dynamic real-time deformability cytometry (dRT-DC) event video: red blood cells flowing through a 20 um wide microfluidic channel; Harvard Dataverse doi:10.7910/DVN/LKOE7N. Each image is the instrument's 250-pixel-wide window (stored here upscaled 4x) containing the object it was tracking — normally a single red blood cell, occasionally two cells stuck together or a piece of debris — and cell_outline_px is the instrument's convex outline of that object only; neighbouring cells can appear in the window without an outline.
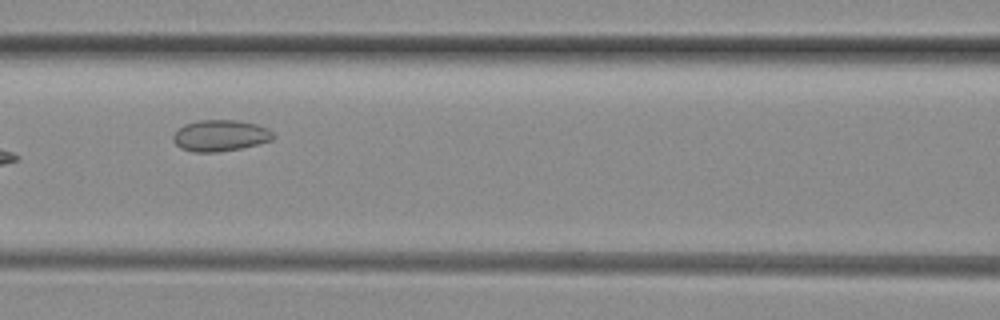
{"species": "common noctule bat (a hibernating species)", "species_latin": "Nyctalus noctula", "temperature_condition": "room temperature", "stored_images_in_passage": 8, "segment_of_instrument_passage": [1, 2], "camera_frame_rate_fps": 3000, "um_per_image_px": 0.085, "animal": {"sex": "female", "body_mass_g": 29.2, "forearm_length_mm": 56.3}, "frame": {"image": 1, "passage_image": 4, "time_ms": 1.0, "image_size_px": [1000, 320], "cell_outline_px": [[276, 136], [272, 140], [240, 148], [216, 152], [192, 152], [180, 148], [172, 140], [172, 136], [184, 124], [196, 120], [236, 120], [256, 124], [268, 128]], "centroid_in_image_um": [18.71, 11.52], "position_along_channel_um": 147.9, "area_um2": 18.26}}
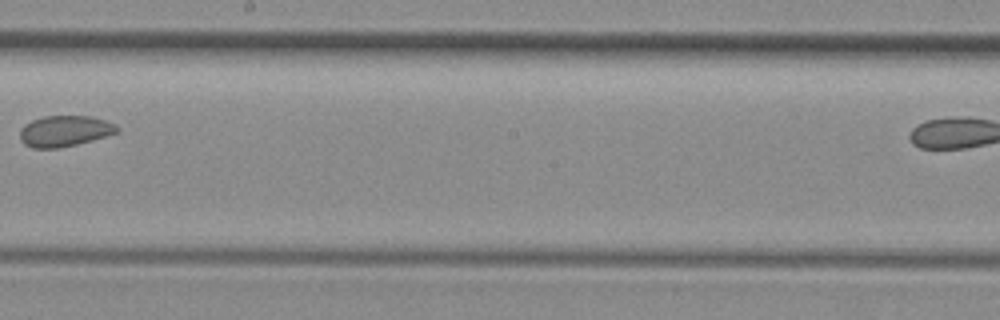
{"frame": {"image": 2, "passage_image": 6, "time_ms": 1.667, "image_size_px": [1000, 320], "cell_outline_px": [[120, 128], [116, 132], [92, 140], [76, 144], [56, 148], [32, 148], [24, 144], [20, 140], [20, 128], [24, 124], [32, 120], [44, 116], [92, 116], [116, 124]], "centroid_in_image_um": [5.46, 11.13], "position_along_channel_um": 242.7, "area_um2": 17.46}}
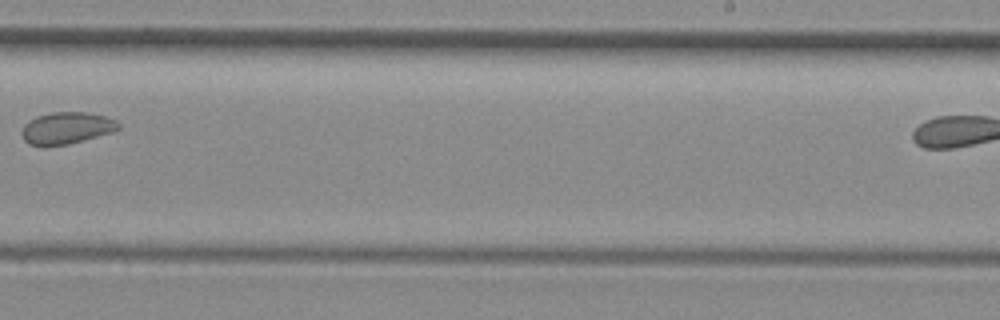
{"frame": {"image": 3, "passage_image": 7, "time_ms": 2.0, "image_size_px": [1000, 320], "cell_outline_px": [[120, 128], [112, 132], [84, 140], [68, 144], [28, 144], [24, 140], [20, 132], [24, 124], [28, 120], [36, 116], [52, 112], [88, 112], [104, 116], [116, 120], [120, 124]], "centroid_in_image_um": [5.66, 10.86], "position_along_channel_um": 283.3, "area_um2": 17.8}}